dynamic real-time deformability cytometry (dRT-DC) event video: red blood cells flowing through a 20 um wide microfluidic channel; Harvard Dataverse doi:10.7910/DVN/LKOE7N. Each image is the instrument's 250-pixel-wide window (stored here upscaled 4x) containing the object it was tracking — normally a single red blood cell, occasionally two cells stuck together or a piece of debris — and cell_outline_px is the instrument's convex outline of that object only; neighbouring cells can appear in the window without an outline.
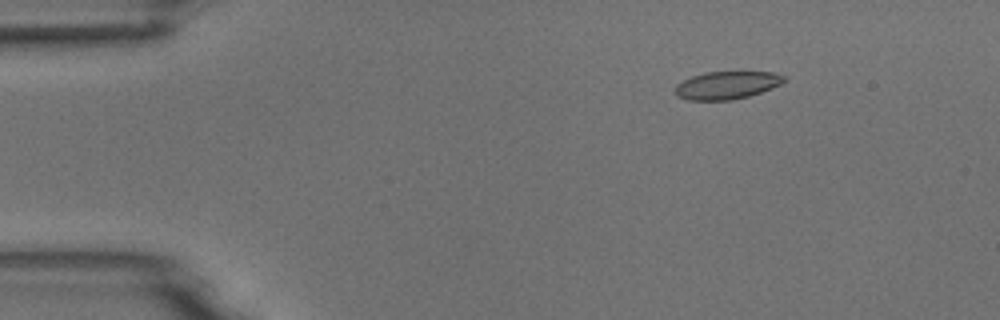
{"species": "common noctule bat (a hibernating species)", "species_latin": "Nyctalus noctula", "temperature_condition": "room temperature", "stored_images_in_passage": 54, "camera_frame_rate_fps": 3000, "um_per_image_px": 0.085, "animal": {"sex": "male", "body_mass_g": 18.8}, "frame": {"image": 1, "passage_image": 8, "time_ms": 2.333, "image_size_px": [1000, 320], "cell_outline_px": [[788, 80], [772, 88], [748, 96], [732, 100], [688, 100], [676, 96], [676, 84], [692, 76], [704, 72], [772, 72], [788, 76]], "centroid_in_image_um": [61.81, 7.24], "position_along_channel_um": 23.2, "area_um2": 17.69}}
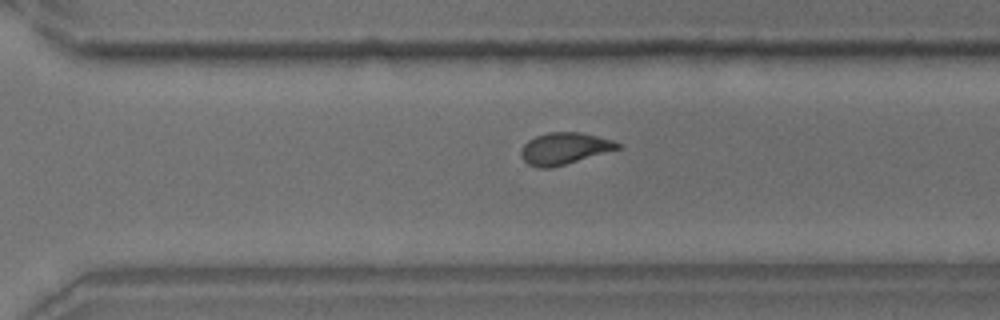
{"frame": {"image": 2, "passage_image": 38, "time_ms": 12.333, "image_size_px": [1000, 320], "cell_outline_px": [[620, 148], [552, 168], [536, 168], [528, 164], [520, 156], [520, 152], [524, 144], [528, 140], [536, 136], [548, 132], [580, 132], [612, 140], [620, 144]], "centroid_in_image_um": [47.92, 12.63], "position_along_channel_um": 322.7, "area_um2": 17.74}}
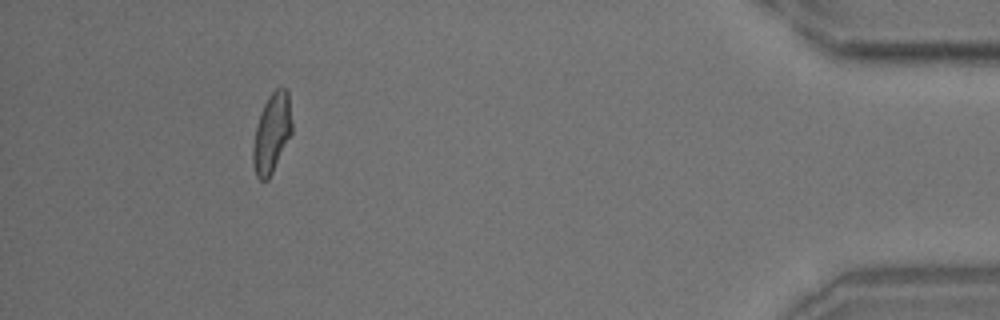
{"frame": {"image": 3, "passage_image": 50, "time_ms": 16.333, "image_size_px": [1000, 320], "cell_outline_px": [[292, 132], [268, 180], [260, 180], [256, 176], [252, 164], [252, 148], [256, 124], [260, 112], [268, 96], [280, 84], [288, 92], [292, 120]], "centroid_in_image_um": [23.08, 11.28], "position_along_channel_um": 412.1, "area_um2": 18.21}, "authors_computed_cell_mechanics": {"area_um2": 18.1492, "velocity_mm_per_s": 3.7287, "shape_relaxation_time_tau1_ms": null, "shape_relaxation_time_tau2_ms": 1.5495, "deformation_change_tau1": null, "deformation_change_tau2": 0.0781}}